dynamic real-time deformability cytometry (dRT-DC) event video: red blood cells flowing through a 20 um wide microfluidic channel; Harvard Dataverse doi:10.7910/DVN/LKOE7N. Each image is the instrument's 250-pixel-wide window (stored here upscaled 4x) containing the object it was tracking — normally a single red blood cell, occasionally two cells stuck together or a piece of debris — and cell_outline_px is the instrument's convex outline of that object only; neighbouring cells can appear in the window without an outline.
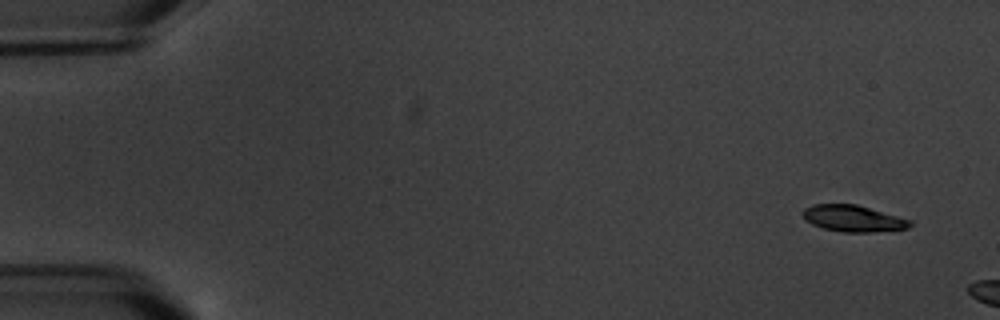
{"species": "common noctule bat (a hibernating species)", "species_latin": "Nyctalus noctula", "temperature_condition": "warm", "stored_images_in_passage": 3, "camera_frame_rate_fps": 3000, "um_per_image_px": 0.085, "animal": {"sex": "male", "body_mass_g": 20.1, "forearm_length_mm": 53.5}, "frame": {"image": 1, "passage_image": 1, "time_ms": 0.0, "image_size_px": [1000, 320], "cell_outline_px": [[912, 224], [908, 228], [872, 232], [840, 232], [824, 228], [812, 224], [804, 220], [804, 208], [812, 204], [856, 204], [912, 220]], "centroid_in_image_um": [72.52, 18.57], "position_along_channel_um": 12.5, "area_um2": 16.47}}